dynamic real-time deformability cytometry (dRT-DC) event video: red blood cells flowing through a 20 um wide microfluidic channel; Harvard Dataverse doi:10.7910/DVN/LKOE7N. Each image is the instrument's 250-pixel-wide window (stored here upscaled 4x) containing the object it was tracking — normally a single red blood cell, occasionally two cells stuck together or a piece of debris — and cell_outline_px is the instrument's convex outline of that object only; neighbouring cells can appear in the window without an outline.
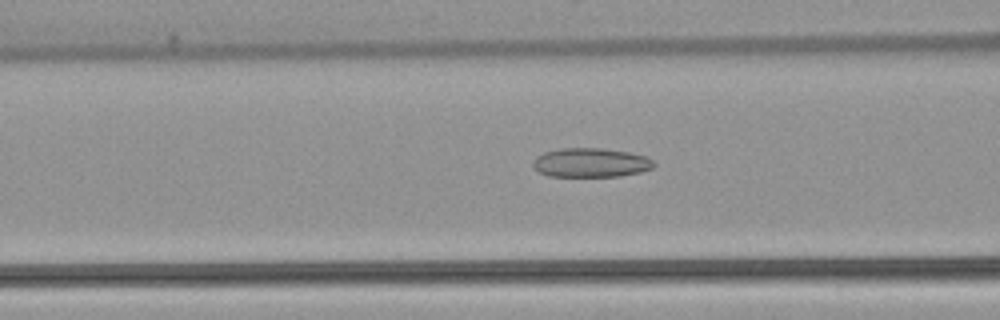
{"species": "common noctule bat (a hibernating species)", "species_latin": "Nyctalus noctula", "temperature_condition": "warm", "stored_images_in_passage": 38, "camera_frame_rate_fps": 3000, "um_per_image_px": 0.085, "animal": {"sex": "female", "body_mass_g": 22.7, "forearm_length_mm": 54.2}, "frame": {"image": 1, "passage_image": 7, "time_ms": 2.0, "image_size_px": [1000, 320], "cell_outline_px": [[656, 164], [652, 168], [640, 172], [620, 176], [548, 176], [532, 168], [532, 160], [536, 156], [544, 152], [560, 148], [600, 148], [628, 152], [648, 156]], "centroid_in_image_um": [50.19, 13.82], "position_along_channel_um": 116.4, "area_um2": 20.69}}
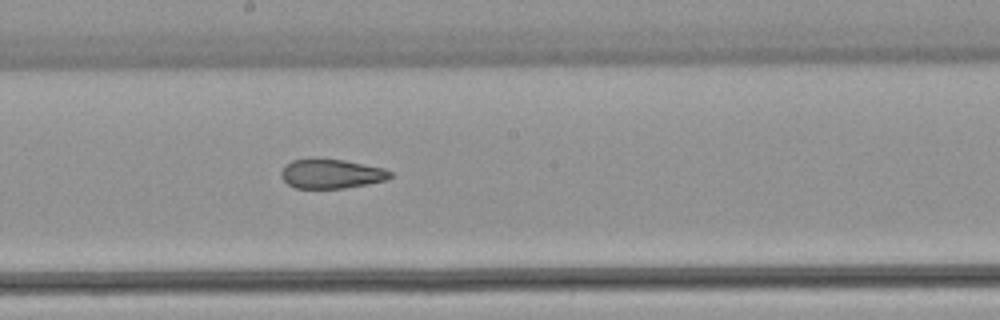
{"frame": {"image": 2, "passage_image": 15, "time_ms": 4.667, "image_size_px": [1000, 320], "cell_outline_px": [[392, 176], [388, 180], [368, 184], [344, 188], [296, 188], [288, 184], [280, 176], [280, 172], [292, 160], [312, 156], [316, 156], [344, 160], [384, 168], [392, 172]], "centroid_in_image_um": [28.16, 14.74], "position_along_channel_um": 220.0, "area_um2": 19.13}}
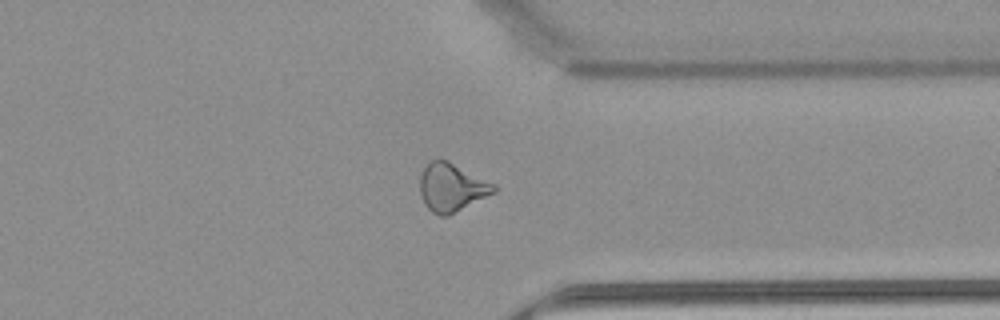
{"frame": {"image": 3, "passage_image": 27, "time_ms": 8.667, "image_size_px": [1000, 320], "cell_outline_px": [[496, 192], [448, 216], [440, 216], [432, 212], [424, 204], [420, 196], [420, 176], [424, 168], [432, 160], [448, 160], [496, 184]], "centroid_in_image_um": [38.4, 15.94], "position_along_channel_um": 373.0, "area_um2": 20.81}, "authors_computed_cell_mechanics": {"area_um2": 20.1722, "velocity_mm_per_s": 3.8968, "shape_relaxation_time_tau1_ms": null, "shape_relaxation_time_tau2_ms": 2.5589, "deformation_change_tau1": null, "deformation_change_tau2": 0.1117}}